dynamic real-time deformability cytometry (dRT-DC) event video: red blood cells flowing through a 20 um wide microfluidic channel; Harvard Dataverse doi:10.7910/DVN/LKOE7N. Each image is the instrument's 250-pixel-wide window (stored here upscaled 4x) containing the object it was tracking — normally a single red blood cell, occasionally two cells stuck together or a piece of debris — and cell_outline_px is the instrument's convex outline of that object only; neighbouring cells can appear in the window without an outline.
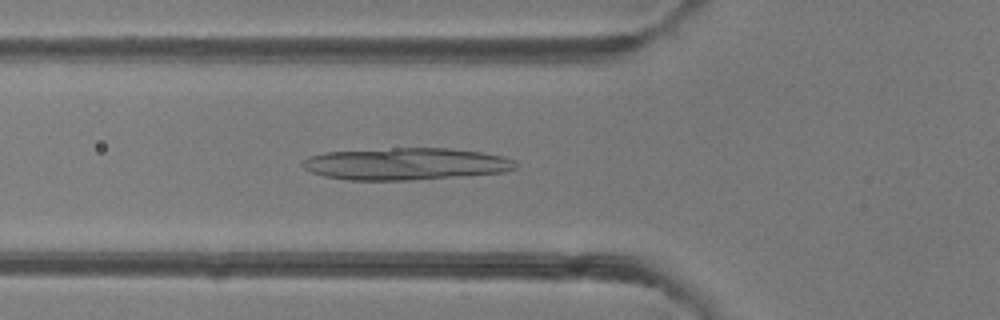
{"species": "common noctule bat (a hibernating species)", "species_latin": "Nyctalus noctula", "temperature_condition": "room temperature", "stored_images_in_passage": 48, "camera_frame_rate_fps": 3000, "um_per_image_px": 0.085, "animal": {"sex": "female"}, "frame": {"image": 1, "passage_image": 17, "time_ms": 5.333, "image_size_px": [1000, 320], "cell_outline_px": [[520, 164], [516, 168], [504, 172], [464, 176], [408, 180], [348, 180], [324, 176], [312, 172], [304, 168], [300, 164], [308, 156], [324, 152], [392, 148], [448, 148], [480, 152], [500, 156], [516, 160]], "centroid_in_image_um": [34.49, 13.93], "position_along_channel_um": 91.3, "area_um2": 39.94}}
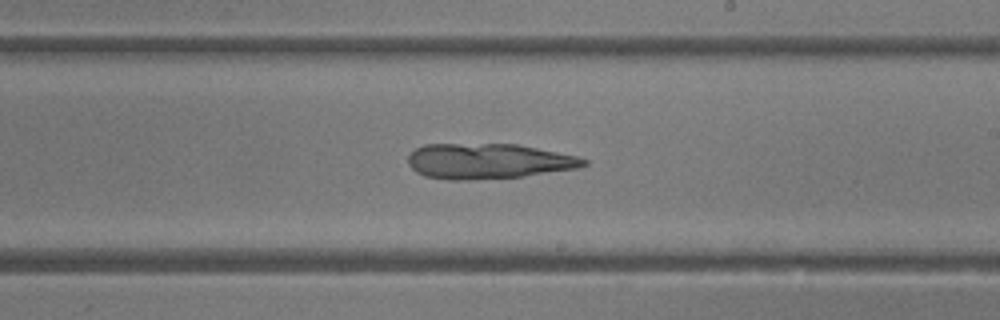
{"frame": {"image": 2, "passage_image": 28, "time_ms": 9.0, "image_size_px": [1000, 320], "cell_outline_px": [[588, 164], [576, 168], [524, 176], [468, 180], [448, 180], [424, 176], [416, 172], [408, 164], [408, 156], [416, 148], [424, 144], [516, 144], [576, 156], [588, 160]], "centroid_in_image_um": [41.45, 13.7], "position_along_channel_um": 247.5, "area_um2": 36.01}}
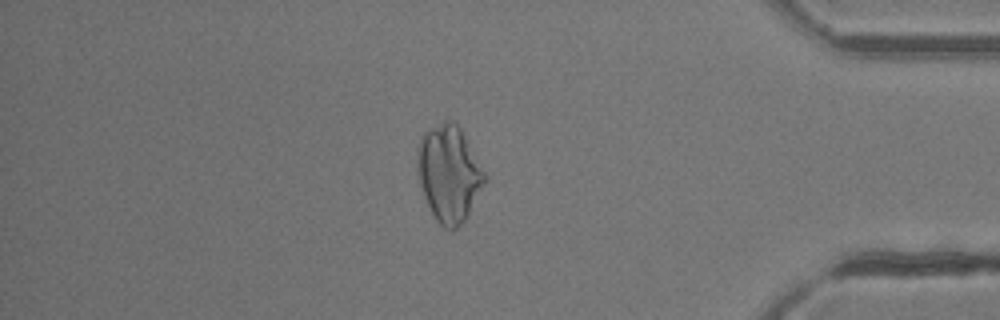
{"frame": {"image": 3, "passage_image": 41, "time_ms": 13.333, "image_size_px": [1000, 320], "cell_outline_px": [[484, 184], [468, 216], [452, 232], [444, 228], [436, 220], [428, 204], [420, 180], [416, 160], [416, 156], [420, 136], [428, 128], [444, 120], [452, 120], [460, 128], [484, 172]], "centroid_in_image_um": [38.14, 14.74], "position_along_channel_um": 397.1, "area_um2": 37.22}}